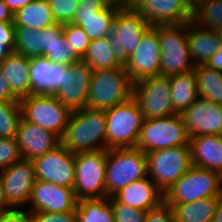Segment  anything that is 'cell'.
Wrapping results in <instances>:
<instances>
[{
    "instance_id": "6da1fadb",
    "label": "cell",
    "mask_w": 222,
    "mask_h": 222,
    "mask_svg": "<svg viewBox=\"0 0 222 222\" xmlns=\"http://www.w3.org/2000/svg\"><path fill=\"white\" fill-rule=\"evenodd\" d=\"M105 110H73L61 144L72 153L107 150Z\"/></svg>"
},
{
    "instance_id": "7a4b0ae2",
    "label": "cell",
    "mask_w": 222,
    "mask_h": 222,
    "mask_svg": "<svg viewBox=\"0 0 222 222\" xmlns=\"http://www.w3.org/2000/svg\"><path fill=\"white\" fill-rule=\"evenodd\" d=\"M133 82L124 65L95 70L91 76L87 108L106 110L132 98Z\"/></svg>"
},
{
    "instance_id": "3957f363",
    "label": "cell",
    "mask_w": 222,
    "mask_h": 222,
    "mask_svg": "<svg viewBox=\"0 0 222 222\" xmlns=\"http://www.w3.org/2000/svg\"><path fill=\"white\" fill-rule=\"evenodd\" d=\"M147 176L145 152L136 147L107 149L105 186L108 197Z\"/></svg>"
},
{
    "instance_id": "277c9868",
    "label": "cell",
    "mask_w": 222,
    "mask_h": 222,
    "mask_svg": "<svg viewBox=\"0 0 222 222\" xmlns=\"http://www.w3.org/2000/svg\"><path fill=\"white\" fill-rule=\"evenodd\" d=\"M161 45L160 76L170 77L194 70L188 46V22L159 25Z\"/></svg>"
},
{
    "instance_id": "5b68a950",
    "label": "cell",
    "mask_w": 222,
    "mask_h": 222,
    "mask_svg": "<svg viewBox=\"0 0 222 222\" xmlns=\"http://www.w3.org/2000/svg\"><path fill=\"white\" fill-rule=\"evenodd\" d=\"M222 194V176L209 169L191 166L164 193L166 203H187Z\"/></svg>"
},
{
    "instance_id": "8992f818",
    "label": "cell",
    "mask_w": 222,
    "mask_h": 222,
    "mask_svg": "<svg viewBox=\"0 0 222 222\" xmlns=\"http://www.w3.org/2000/svg\"><path fill=\"white\" fill-rule=\"evenodd\" d=\"M107 149L135 147L143 116L134 98L105 110Z\"/></svg>"
},
{
    "instance_id": "52a82bcc",
    "label": "cell",
    "mask_w": 222,
    "mask_h": 222,
    "mask_svg": "<svg viewBox=\"0 0 222 222\" xmlns=\"http://www.w3.org/2000/svg\"><path fill=\"white\" fill-rule=\"evenodd\" d=\"M22 117L62 138L71 110L53 94H30L20 100Z\"/></svg>"
},
{
    "instance_id": "ba28073f",
    "label": "cell",
    "mask_w": 222,
    "mask_h": 222,
    "mask_svg": "<svg viewBox=\"0 0 222 222\" xmlns=\"http://www.w3.org/2000/svg\"><path fill=\"white\" fill-rule=\"evenodd\" d=\"M107 150L75 153L73 190L77 200L106 198Z\"/></svg>"
},
{
    "instance_id": "9c48e42d",
    "label": "cell",
    "mask_w": 222,
    "mask_h": 222,
    "mask_svg": "<svg viewBox=\"0 0 222 222\" xmlns=\"http://www.w3.org/2000/svg\"><path fill=\"white\" fill-rule=\"evenodd\" d=\"M146 158L148 176L163 193L192 166L189 144L150 151Z\"/></svg>"
},
{
    "instance_id": "30bf717a",
    "label": "cell",
    "mask_w": 222,
    "mask_h": 222,
    "mask_svg": "<svg viewBox=\"0 0 222 222\" xmlns=\"http://www.w3.org/2000/svg\"><path fill=\"white\" fill-rule=\"evenodd\" d=\"M189 136L180 114L143 120L136 148L145 153L189 144Z\"/></svg>"
},
{
    "instance_id": "8fae6325",
    "label": "cell",
    "mask_w": 222,
    "mask_h": 222,
    "mask_svg": "<svg viewBox=\"0 0 222 222\" xmlns=\"http://www.w3.org/2000/svg\"><path fill=\"white\" fill-rule=\"evenodd\" d=\"M169 77L152 76L133 84L132 97L143 119L165 118L177 114L172 106Z\"/></svg>"
},
{
    "instance_id": "7c38bea8",
    "label": "cell",
    "mask_w": 222,
    "mask_h": 222,
    "mask_svg": "<svg viewBox=\"0 0 222 222\" xmlns=\"http://www.w3.org/2000/svg\"><path fill=\"white\" fill-rule=\"evenodd\" d=\"M150 27L138 10L126 5L118 9L108 40L123 62L134 53Z\"/></svg>"
},
{
    "instance_id": "4fadbf2b",
    "label": "cell",
    "mask_w": 222,
    "mask_h": 222,
    "mask_svg": "<svg viewBox=\"0 0 222 222\" xmlns=\"http://www.w3.org/2000/svg\"><path fill=\"white\" fill-rule=\"evenodd\" d=\"M161 45L159 26H151L143 35L139 46L124 62L133 83L147 77L160 75Z\"/></svg>"
},
{
    "instance_id": "5bb4252c",
    "label": "cell",
    "mask_w": 222,
    "mask_h": 222,
    "mask_svg": "<svg viewBox=\"0 0 222 222\" xmlns=\"http://www.w3.org/2000/svg\"><path fill=\"white\" fill-rule=\"evenodd\" d=\"M36 180L73 188L75 181V154L62 144L32 160Z\"/></svg>"
},
{
    "instance_id": "9a60e30c",
    "label": "cell",
    "mask_w": 222,
    "mask_h": 222,
    "mask_svg": "<svg viewBox=\"0 0 222 222\" xmlns=\"http://www.w3.org/2000/svg\"><path fill=\"white\" fill-rule=\"evenodd\" d=\"M120 7L108 5L103 0H79L78 9L71 23L81 26L91 41L108 37Z\"/></svg>"
},
{
    "instance_id": "2e32d148",
    "label": "cell",
    "mask_w": 222,
    "mask_h": 222,
    "mask_svg": "<svg viewBox=\"0 0 222 222\" xmlns=\"http://www.w3.org/2000/svg\"><path fill=\"white\" fill-rule=\"evenodd\" d=\"M7 202L13 208H23L31 197L35 184V172L32 160L20 159L10 167L0 170Z\"/></svg>"
},
{
    "instance_id": "e0dca14e",
    "label": "cell",
    "mask_w": 222,
    "mask_h": 222,
    "mask_svg": "<svg viewBox=\"0 0 222 222\" xmlns=\"http://www.w3.org/2000/svg\"><path fill=\"white\" fill-rule=\"evenodd\" d=\"M92 73L93 69L84 61L68 65L62 86L53 95L71 111L86 107Z\"/></svg>"
},
{
    "instance_id": "ac0fdd59",
    "label": "cell",
    "mask_w": 222,
    "mask_h": 222,
    "mask_svg": "<svg viewBox=\"0 0 222 222\" xmlns=\"http://www.w3.org/2000/svg\"><path fill=\"white\" fill-rule=\"evenodd\" d=\"M77 198L73 188L36 180L28 202L30 213H64L75 211Z\"/></svg>"
},
{
    "instance_id": "d6986e66",
    "label": "cell",
    "mask_w": 222,
    "mask_h": 222,
    "mask_svg": "<svg viewBox=\"0 0 222 222\" xmlns=\"http://www.w3.org/2000/svg\"><path fill=\"white\" fill-rule=\"evenodd\" d=\"M189 138L222 135V105L198 97L181 114Z\"/></svg>"
},
{
    "instance_id": "ffe728a7",
    "label": "cell",
    "mask_w": 222,
    "mask_h": 222,
    "mask_svg": "<svg viewBox=\"0 0 222 222\" xmlns=\"http://www.w3.org/2000/svg\"><path fill=\"white\" fill-rule=\"evenodd\" d=\"M126 6L138 10L151 26L192 20L191 11L182 0H126Z\"/></svg>"
},
{
    "instance_id": "44dd1931",
    "label": "cell",
    "mask_w": 222,
    "mask_h": 222,
    "mask_svg": "<svg viewBox=\"0 0 222 222\" xmlns=\"http://www.w3.org/2000/svg\"><path fill=\"white\" fill-rule=\"evenodd\" d=\"M16 140L22 159L27 160L42 156L61 144V139L56 134L26 121L23 117L19 123Z\"/></svg>"
},
{
    "instance_id": "7402d4cb",
    "label": "cell",
    "mask_w": 222,
    "mask_h": 222,
    "mask_svg": "<svg viewBox=\"0 0 222 222\" xmlns=\"http://www.w3.org/2000/svg\"><path fill=\"white\" fill-rule=\"evenodd\" d=\"M67 66L53 63L45 56L30 58L31 94H53L62 86L63 74Z\"/></svg>"
},
{
    "instance_id": "603a6c76",
    "label": "cell",
    "mask_w": 222,
    "mask_h": 222,
    "mask_svg": "<svg viewBox=\"0 0 222 222\" xmlns=\"http://www.w3.org/2000/svg\"><path fill=\"white\" fill-rule=\"evenodd\" d=\"M113 197L131 207L148 211L164 201V193L156 186L149 176L131 182L118 190Z\"/></svg>"
},
{
    "instance_id": "cb8c5ba5",
    "label": "cell",
    "mask_w": 222,
    "mask_h": 222,
    "mask_svg": "<svg viewBox=\"0 0 222 222\" xmlns=\"http://www.w3.org/2000/svg\"><path fill=\"white\" fill-rule=\"evenodd\" d=\"M193 166L209 169L222 176V135H201L189 139Z\"/></svg>"
},
{
    "instance_id": "d4e9b609",
    "label": "cell",
    "mask_w": 222,
    "mask_h": 222,
    "mask_svg": "<svg viewBox=\"0 0 222 222\" xmlns=\"http://www.w3.org/2000/svg\"><path fill=\"white\" fill-rule=\"evenodd\" d=\"M30 58L12 51L0 60L3 76L9 83L11 91L19 98L31 94V80L29 76Z\"/></svg>"
},
{
    "instance_id": "484cf974",
    "label": "cell",
    "mask_w": 222,
    "mask_h": 222,
    "mask_svg": "<svg viewBox=\"0 0 222 222\" xmlns=\"http://www.w3.org/2000/svg\"><path fill=\"white\" fill-rule=\"evenodd\" d=\"M221 45L217 31L201 28L192 20L188 22V46L195 66L205 64Z\"/></svg>"
},
{
    "instance_id": "4316f807",
    "label": "cell",
    "mask_w": 222,
    "mask_h": 222,
    "mask_svg": "<svg viewBox=\"0 0 222 222\" xmlns=\"http://www.w3.org/2000/svg\"><path fill=\"white\" fill-rule=\"evenodd\" d=\"M57 24L47 0H32L13 14L15 27L44 29Z\"/></svg>"
},
{
    "instance_id": "83f0119b",
    "label": "cell",
    "mask_w": 222,
    "mask_h": 222,
    "mask_svg": "<svg viewBox=\"0 0 222 222\" xmlns=\"http://www.w3.org/2000/svg\"><path fill=\"white\" fill-rule=\"evenodd\" d=\"M219 197H208L187 203H168L173 210L174 222H212Z\"/></svg>"
},
{
    "instance_id": "f1b7e54d",
    "label": "cell",
    "mask_w": 222,
    "mask_h": 222,
    "mask_svg": "<svg viewBox=\"0 0 222 222\" xmlns=\"http://www.w3.org/2000/svg\"><path fill=\"white\" fill-rule=\"evenodd\" d=\"M172 106L177 114L186 110L197 98L198 91L194 71L169 77Z\"/></svg>"
},
{
    "instance_id": "f546056e",
    "label": "cell",
    "mask_w": 222,
    "mask_h": 222,
    "mask_svg": "<svg viewBox=\"0 0 222 222\" xmlns=\"http://www.w3.org/2000/svg\"><path fill=\"white\" fill-rule=\"evenodd\" d=\"M82 61L87 63L93 71L123 66V61L110 45L108 37L92 40Z\"/></svg>"
},
{
    "instance_id": "4dcf8cb0",
    "label": "cell",
    "mask_w": 222,
    "mask_h": 222,
    "mask_svg": "<svg viewBox=\"0 0 222 222\" xmlns=\"http://www.w3.org/2000/svg\"><path fill=\"white\" fill-rule=\"evenodd\" d=\"M198 97L222 105V72L213 70L205 64L194 68Z\"/></svg>"
},
{
    "instance_id": "1f68e13d",
    "label": "cell",
    "mask_w": 222,
    "mask_h": 222,
    "mask_svg": "<svg viewBox=\"0 0 222 222\" xmlns=\"http://www.w3.org/2000/svg\"><path fill=\"white\" fill-rule=\"evenodd\" d=\"M75 213L77 222H115L109 197L79 200Z\"/></svg>"
},
{
    "instance_id": "d6a6232c",
    "label": "cell",
    "mask_w": 222,
    "mask_h": 222,
    "mask_svg": "<svg viewBox=\"0 0 222 222\" xmlns=\"http://www.w3.org/2000/svg\"><path fill=\"white\" fill-rule=\"evenodd\" d=\"M14 51L27 58L44 56V29L15 27Z\"/></svg>"
},
{
    "instance_id": "836d02e7",
    "label": "cell",
    "mask_w": 222,
    "mask_h": 222,
    "mask_svg": "<svg viewBox=\"0 0 222 222\" xmlns=\"http://www.w3.org/2000/svg\"><path fill=\"white\" fill-rule=\"evenodd\" d=\"M192 21L201 28L222 29V0H210L192 13Z\"/></svg>"
},
{
    "instance_id": "e575fe53",
    "label": "cell",
    "mask_w": 222,
    "mask_h": 222,
    "mask_svg": "<svg viewBox=\"0 0 222 222\" xmlns=\"http://www.w3.org/2000/svg\"><path fill=\"white\" fill-rule=\"evenodd\" d=\"M21 118L20 101H0V137L16 138Z\"/></svg>"
},
{
    "instance_id": "d590c367",
    "label": "cell",
    "mask_w": 222,
    "mask_h": 222,
    "mask_svg": "<svg viewBox=\"0 0 222 222\" xmlns=\"http://www.w3.org/2000/svg\"><path fill=\"white\" fill-rule=\"evenodd\" d=\"M44 56L53 63L72 65L73 63L82 61V58L72 51L63 34H54V41L49 49V53Z\"/></svg>"
},
{
    "instance_id": "8d00e7d4",
    "label": "cell",
    "mask_w": 222,
    "mask_h": 222,
    "mask_svg": "<svg viewBox=\"0 0 222 222\" xmlns=\"http://www.w3.org/2000/svg\"><path fill=\"white\" fill-rule=\"evenodd\" d=\"M63 35L70 45V48H72V51H76V53L83 58L91 42L83 28L74 23L63 24Z\"/></svg>"
},
{
    "instance_id": "74e56055",
    "label": "cell",
    "mask_w": 222,
    "mask_h": 222,
    "mask_svg": "<svg viewBox=\"0 0 222 222\" xmlns=\"http://www.w3.org/2000/svg\"><path fill=\"white\" fill-rule=\"evenodd\" d=\"M109 199L113 209L115 222H144L147 211L121 203L113 196L109 197Z\"/></svg>"
},
{
    "instance_id": "f35d334b",
    "label": "cell",
    "mask_w": 222,
    "mask_h": 222,
    "mask_svg": "<svg viewBox=\"0 0 222 222\" xmlns=\"http://www.w3.org/2000/svg\"><path fill=\"white\" fill-rule=\"evenodd\" d=\"M48 2L57 23L66 24L73 21L79 0H50Z\"/></svg>"
},
{
    "instance_id": "ab89813d",
    "label": "cell",
    "mask_w": 222,
    "mask_h": 222,
    "mask_svg": "<svg viewBox=\"0 0 222 222\" xmlns=\"http://www.w3.org/2000/svg\"><path fill=\"white\" fill-rule=\"evenodd\" d=\"M22 159L16 138L0 137V170Z\"/></svg>"
},
{
    "instance_id": "60d3db41",
    "label": "cell",
    "mask_w": 222,
    "mask_h": 222,
    "mask_svg": "<svg viewBox=\"0 0 222 222\" xmlns=\"http://www.w3.org/2000/svg\"><path fill=\"white\" fill-rule=\"evenodd\" d=\"M144 222H174L171 205L162 201L157 207L149 209Z\"/></svg>"
},
{
    "instance_id": "b9f144b4",
    "label": "cell",
    "mask_w": 222,
    "mask_h": 222,
    "mask_svg": "<svg viewBox=\"0 0 222 222\" xmlns=\"http://www.w3.org/2000/svg\"><path fill=\"white\" fill-rule=\"evenodd\" d=\"M31 222H77L75 211L64 213L37 212L30 213Z\"/></svg>"
},
{
    "instance_id": "7bdbcfd3",
    "label": "cell",
    "mask_w": 222,
    "mask_h": 222,
    "mask_svg": "<svg viewBox=\"0 0 222 222\" xmlns=\"http://www.w3.org/2000/svg\"><path fill=\"white\" fill-rule=\"evenodd\" d=\"M0 222H31L30 212L26 208H12L0 214Z\"/></svg>"
},
{
    "instance_id": "ee69618b",
    "label": "cell",
    "mask_w": 222,
    "mask_h": 222,
    "mask_svg": "<svg viewBox=\"0 0 222 222\" xmlns=\"http://www.w3.org/2000/svg\"><path fill=\"white\" fill-rule=\"evenodd\" d=\"M0 40H5V45L14 51L15 26L13 22H0Z\"/></svg>"
},
{
    "instance_id": "f6af8a7d",
    "label": "cell",
    "mask_w": 222,
    "mask_h": 222,
    "mask_svg": "<svg viewBox=\"0 0 222 222\" xmlns=\"http://www.w3.org/2000/svg\"><path fill=\"white\" fill-rule=\"evenodd\" d=\"M54 34H63V24H55L44 28V54L49 53V49L54 41Z\"/></svg>"
},
{
    "instance_id": "bcb514c9",
    "label": "cell",
    "mask_w": 222,
    "mask_h": 222,
    "mask_svg": "<svg viewBox=\"0 0 222 222\" xmlns=\"http://www.w3.org/2000/svg\"><path fill=\"white\" fill-rule=\"evenodd\" d=\"M20 99L11 91L9 83L3 76L0 66V101H19Z\"/></svg>"
},
{
    "instance_id": "7dc6e473",
    "label": "cell",
    "mask_w": 222,
    "mask_h": 222,
    "mask_svg": "<svg viewBox=\"0 0 222 222\" xmlns=\"http://www.w3.org/2000/svg\"><path fill=\"white\" fill-rule=\"evenodd\" d=\"M205 65L213 70L222 72V45L220 49L205 63Z\"/></svg>"
},
{
    "instance_id": "c3c4849f",
    "label": "cell",
    "mask_w": 222,
    "mask_h": 222,
    "mask_svg": "<svg viewBox=\"0 0 222 222\" xmlns=\"http://www.w3.org/2000/svg\"><path fill=\"white\" fill-rule=\"evenodd\" d=\"M32 0H4V3L8 6V9L14 14L16 11L26 6Z\"/></svg>"
},
{
    "instance_id": "681fc988",
    "label": "cell",
    "mask_w": 222,
    "mask_h": 222,
    "mask_svg": "<svg viewBox=\"0 0 222 222\" xmlns=\"http://www.w3.org/2000/svg\"><path fill=\"white\" fill-rule=\"evenodd\" d=\"M0 22H13V14L4 3V0H0Z\"/></svg>"
},
{
    "instance_id": "f907efd6",
    "label": "cell",
    "mask_w": 222,
    "mask_h": 222,
    "mask_svg": "<svg viewBox=\"0 0 222 222\" xmlns=\"http://www.w3.org/2000/svg\"><path fill=\"white\" fill-rule=\"evenodd\" d=\"M13 207L7 202L5 193H4V187L2 180L0 178V214H2L5 211L11 210Z\"/></svg>"
},
{
    "instance_id": "816d5d0a",
    "label": "cell",
    "mask_w": 222,
    "mask_h": 222,
    "mask_svg": "<svg viewBox=\"0 0 222 222\" xmlns=\"http://www.w3.org/2000/svg\"><path fill=\"white\" fill-rule=\"evenodd\" d=\"M212 222H222V194L219 196V203Z\"/></svg>"
},
{
    "instance_id": "f5cc1de1",
    "label": "cell",
    "mask_w": 222,
    "mask_h": 222,
    "mask_svg": "<svg viewBox=\"0 0 222 222\" xmlns=\"http://www.w3.org/2000/svg\"><path fill=\"white\" fill-rule=\"evenodd\" d=\"M12 50L5 45V40H0V60L10 54Z\"/></svg>"
},
{
    "instance_id": "db71d44e",
    "label": "cell",
    "mask_w": 222,
    "mask_h": 222,
    "mask_svg": "<svg viewBox=\"0 0 222 222\" xmlns=\"http://www.w3.org/2000/svg\"><path fill=\"white\" fill-rule=\"evenodd\" d=\"M106 2L108 5H115V6H125L126 5V0H103Z\"/></svg>"
},
{
    "instance_id": "11a10c76",
    "label": "cell",
    "mask_w": 222,
    "mask_h": 222,
    "mask_svg": "<svg viewBox=\"0 0 222 222\" xmlns=\"http://www.w3.org/2000/svg\"><path fill=\"white\" fill-rule=\"evenodd\" d=\"M210 0H193V12L200 7L202 4L208 2Z\"/></svg>"
},
{
    "instance_id": "9f6ffc18",
    "label": "cell",
    "mask_w": 222,
    "mask_h": 222,
    "mask_svg": "<svg viewBox=\"0 0 222 222\" xmlns=\"http://www.w3.org/2000/svg\"><path fill=\"white\" fill-rule=\"evenodd\" d=\"M182 1L189 8L191 13H193V0H182Z\"/></svg>"
},
{
    "instance_id": "6f0895ef",
    "label": "cell",
    "mask_w": 222,
    "mask_h": 222,
    "mask_svg": "<svg viewBox=\"0 0 222 222\" xmlns=\"http://www.w3.org/2000/svg\"><path fill=\"white\" fill-rule=\"evenodd\" d=\"M218 32V34H219V38H220V40H221V43H222V29H220L219 31H217Z\"/></svg>"
}]
</instances>
